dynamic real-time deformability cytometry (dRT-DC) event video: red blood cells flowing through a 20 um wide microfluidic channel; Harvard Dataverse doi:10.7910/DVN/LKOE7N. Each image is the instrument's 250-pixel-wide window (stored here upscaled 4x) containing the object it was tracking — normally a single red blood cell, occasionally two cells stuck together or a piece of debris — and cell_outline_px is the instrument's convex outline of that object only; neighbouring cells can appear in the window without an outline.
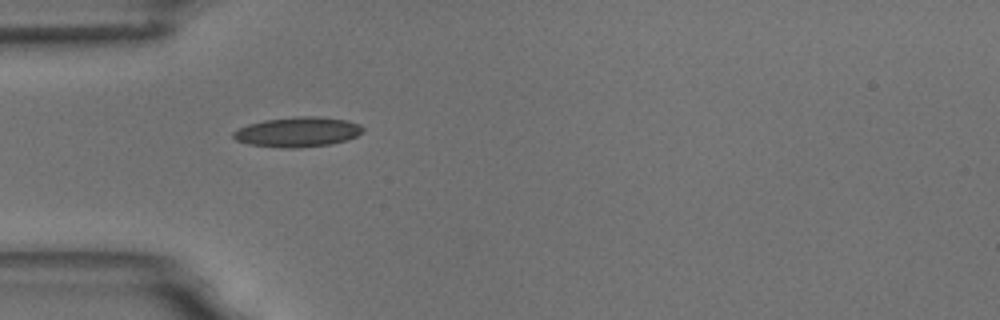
{"species": "common noctule bat (a hibernating species)", "species_latin": "Nyctalus noctula", "temperature_condition": "room temperature", "stored_images_in_passage": 11, "camera_frame_rate_fps": 3000, "um_per_image_px": 0.085, "animal": {"sex": "male", "body_mass_g": 18.8}, "frame": {"image": 1, "passage_image": 1, "time_ms": 0.0, "image_size_px": [1000, 320], "cell_outline_px": [[364, 128], [356, 136], [348, 140], [328, 144], [296, 148], [280, 148], [248, 144], [236, 140], [232, 136], [232, 132], [248, 124], [264, 120], [300, 116], [316, 116], [348, 120], [360, 124]], "centroid_in_image_um": [25.29, 11.21], "position_along_channel_um": 59.7, "area_um2": 22.54}}
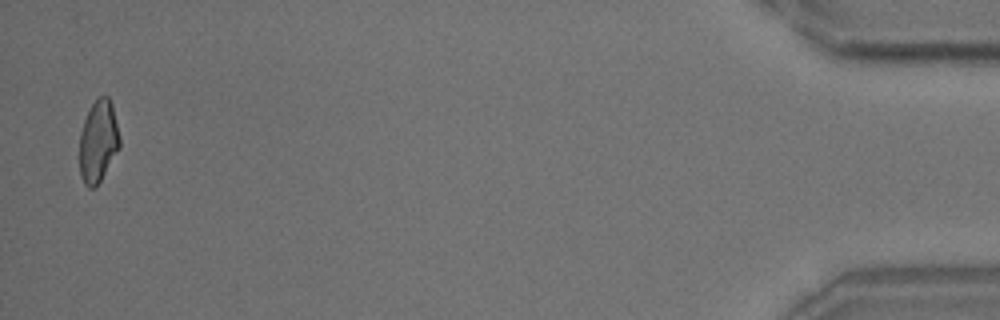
{"frame": {"image": 2, "passage_image": 11, "time_ms": 12.333, "image_size_px": [1000, 320], "cell_outline_px": [[120, 148], [100, 180], [92, 188], [88, 188], [84, 184], [80, 176], [80, 132], [84, 120], [92, 104], [100, 96], [108, 96], [112, 104], [120, 136]], "centroid_in_image_um": [8.35, 12.01], "position_along_channel_um": 426.8, "area_um2": 19.07}, "authors_computed_cell_mechanics": {"area_um2": 20.1722, "velocity_mm_per_s": 3.7185, "shape_relaxation_time_tau1_ms": null, "shape_relaxation_time_tau2_ms": 1.9676, "deformation_change_tau1": null, "deformation_change_tau2": 0.0838}}